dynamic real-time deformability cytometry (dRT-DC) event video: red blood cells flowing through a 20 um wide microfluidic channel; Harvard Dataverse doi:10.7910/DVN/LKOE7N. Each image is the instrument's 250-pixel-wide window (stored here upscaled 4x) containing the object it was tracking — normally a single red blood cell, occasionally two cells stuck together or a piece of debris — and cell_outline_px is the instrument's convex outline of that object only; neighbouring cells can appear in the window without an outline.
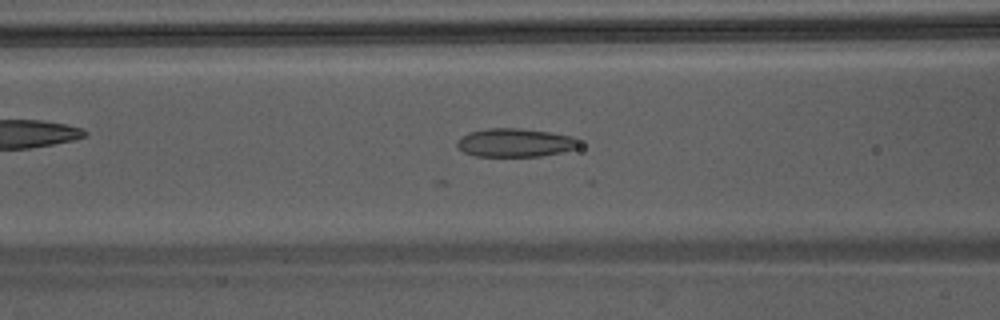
{"species": "Egyptian fruit bat (a non-hibernating species)", "species_latin": "Rousettus aegyptiacus", "temperature_condition": "warm", "stored_images_in_passage": 13, "camera_frame_rate_fps": 3000, "um_per_image_px": 0.085, "animal": {"sex": "male"}, "frame": {"image": 1, "passage_image": 5, "time_ms": 1.333, "image_size_px": [1000, 320], "cell_outline_px": [[580, 144], [576, 148], [560, 152], [540, 156], [476, 156], [464, 152], [456, 144], [468, 132], [488, 128], [520, 128], [548, 132], [572, 136], [580, 140]], "centroid_in_image_um": [43.81, 12.12], "position_along_channel_um": 122.8, "area_um2": 20.0}}
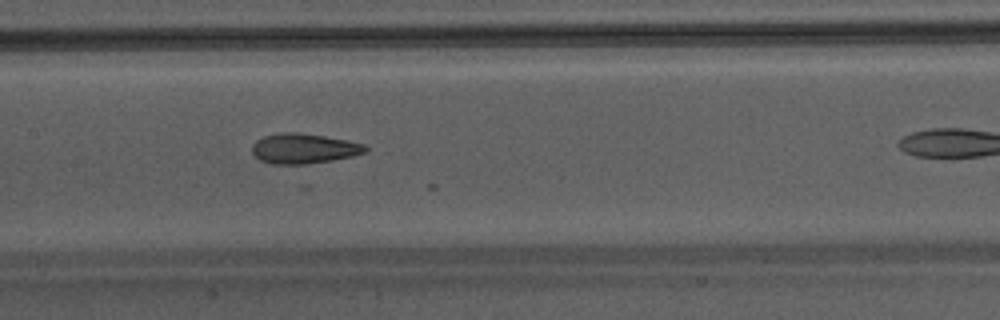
{"frame": {"image": 2, "passage_image": 9, "time_ms": 2.667, "image_size_px": [1000, 320], "cell_outline_px": [[368, 148], [364, 152], [352, 156], [332, 160], [304, 164], [272, 164], [260, 160], [252, 152], [252, 144], [256, 140], [264, 136], [280, 132], [296, 132], [324, 136], [348, 140], [364, 144]], "centroid_in_image_um": [25.8, 12.62], "position_along_channel_um": 181.6, "area_um2": 19.77}}